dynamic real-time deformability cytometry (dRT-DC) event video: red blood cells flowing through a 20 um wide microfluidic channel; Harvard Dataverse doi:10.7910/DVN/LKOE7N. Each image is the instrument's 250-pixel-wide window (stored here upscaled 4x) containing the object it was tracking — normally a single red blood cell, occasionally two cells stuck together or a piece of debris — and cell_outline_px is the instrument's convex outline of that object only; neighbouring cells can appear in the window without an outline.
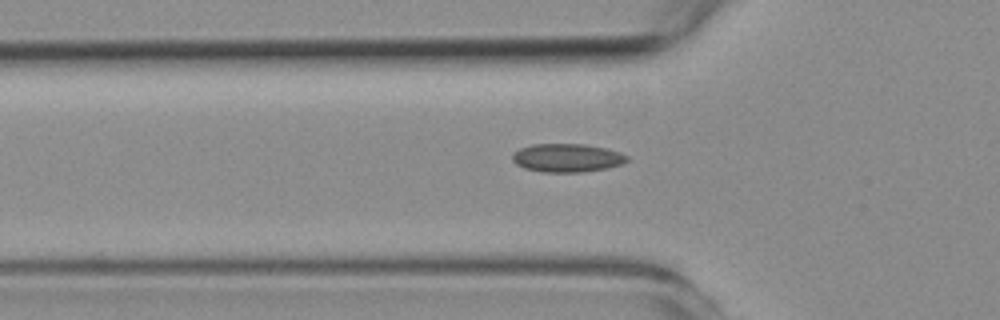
{"species": "common noctule bat (a hibernating species)", "species_latin": "Nyctalus noctula", "temperature_condition": "room temperature", "stored_images_in_passage": 52, "camera_frame_rate_fps": 3000, "um_per_image_px": 0.085, "animal": {"sex": "female", "body_mass_g": 19.3, "forearm_length_mm": 54.1}, "frame": {"image": 1, "passage_image": 18, "time_ms": 5.667, "image_size_px": [1000, 320], "cell_outline_px": [[628, 160], [624, 164], [608, 168], [580, 172], [544, 172], [524, 168], [516, 164], [512, 160], [512, 152], [520, 148], [532, 144], [584, 144], [604, 148], [620, 152], [628, 156]], "centroid_in_image_um": [48.19, 13.42], "position_along_channel_um": 77.6, "area_um2": 19.07}}
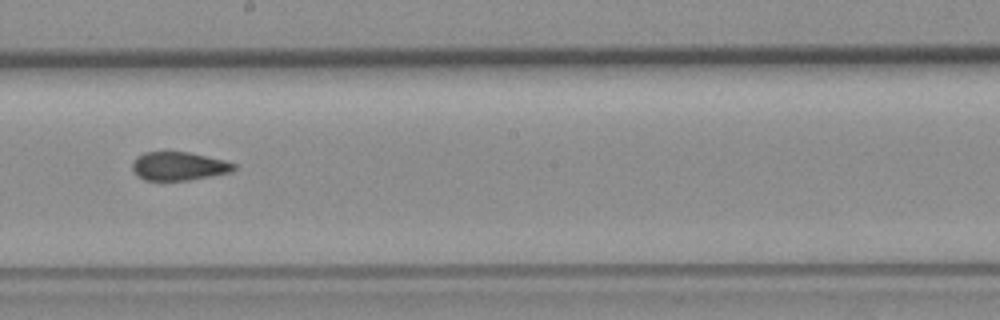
{"frame": {"image": 2, "passage_image": 31, "time_ms": 10.0, "image_size_px": [1000, 320], "cell_outline_px": [[236, 168], [232, 172], [188, 180], [144, 180], [136, 176], [132, 168], [132, 160], [136, 156], [144, 152], [188, 152], [224, 160], [236, 164]], "centroid_in_image_um": [15.16, 14.12], "position_along_channel_um": 233.0, "area_um2": 16.94}}
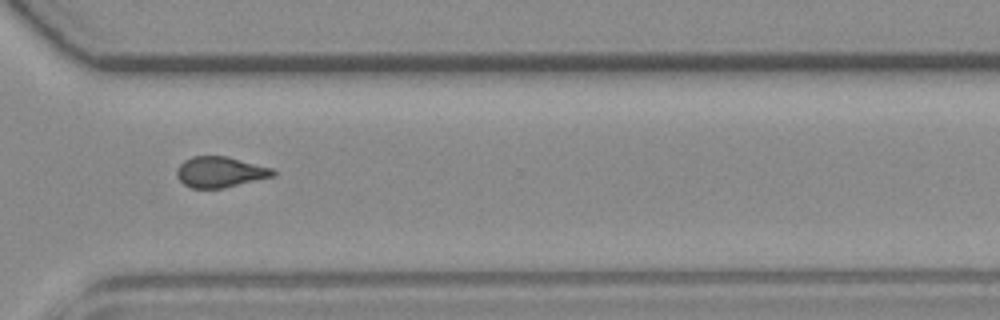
{"frame": {"image": 3, "passage_image": 41, "time_ms": 13.333, "image_size_px": [1000, 320], "cell_outline_px": [[276, 176], [224, 188], [192, 188], [184, 184], [176, 176], [176, 168], [184, 160], [192, 156], [228, 156], [272, 168], [276, 172]], "centroid_in_image_um": [18.72, 14.62], "position_along_channel_um": 351.9, "area_um2": 17.4}, "authors_computed_cell_mechanics": {"area_um2": 17.8891, "velocity_mm_per_s": 3.5709, "shape_relaxation_time_tau1_ms": null, "shape_relaxation_time_tau2_ms": 2.2467, "deformation_change_tau1": null, "deformation_change_tau2": 0.0781}}